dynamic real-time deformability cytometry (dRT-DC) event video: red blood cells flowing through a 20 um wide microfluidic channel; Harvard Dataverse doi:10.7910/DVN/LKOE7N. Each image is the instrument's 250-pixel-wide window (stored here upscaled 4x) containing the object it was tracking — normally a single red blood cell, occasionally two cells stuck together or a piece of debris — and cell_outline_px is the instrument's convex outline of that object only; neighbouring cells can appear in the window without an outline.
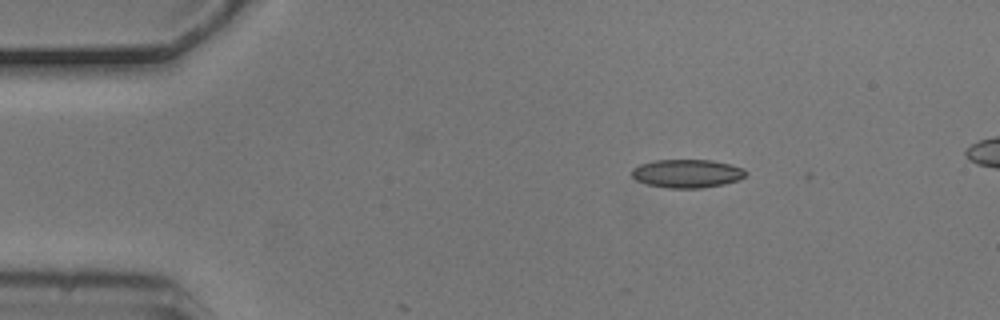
{"species": "common noctule bat (a hibernating species)", "species_latin": "Nyctalus noctula", "temperature_condition": "cold", "stored_images_in_passage": 4, "segment_of_instrument_passage": [1, 2], "camera_frame_rate_fps": 3000, "um_per_image_px": 0.085, "animal": {"sex": "male", "body_mass_g": 20.5, "forearm_length_mm": 52.5}, "frame": {"image": 1, "passage_image": 1, "time_ms": 0.0, "image_size_px": [1000, 320], "cell_outline_px": [[748, 172], [740, 180], [724, 184], [700, 188], [664, 188], [648, 184], [636, 180], [632, 176], [632, 168], [640, 164], [656, 160], [712, 160], [744, 168]], "centroid_in_image_um": [58.41, 14.75], "position_along_channel_um": 26.6, "area_um2": 18.9}}